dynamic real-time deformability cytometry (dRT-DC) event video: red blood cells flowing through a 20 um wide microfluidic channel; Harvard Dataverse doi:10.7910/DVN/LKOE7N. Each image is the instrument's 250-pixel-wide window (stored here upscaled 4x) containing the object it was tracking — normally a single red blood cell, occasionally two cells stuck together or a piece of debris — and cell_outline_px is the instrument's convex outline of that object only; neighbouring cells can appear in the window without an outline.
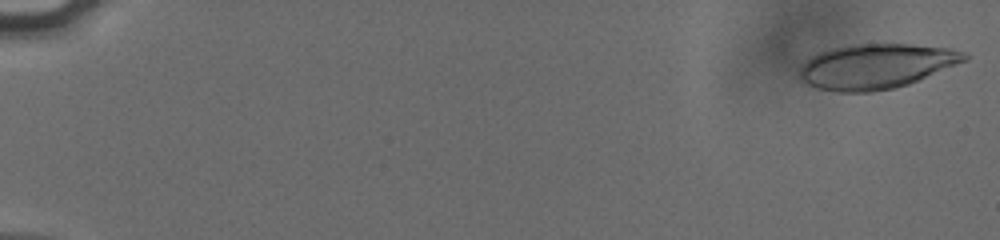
{"species": "human", "species_latin": "Homo sapiens", "temperature_condition": "cold", "stored_images_in_passage": 55, "camera_frame_rate_fps": 3000, "um_per_image_px": 0.085, "donor": {"sex": "male"}, "frame": {"image": 1, "passage_image": 1, "time_ms": 0.0, "image_size_px": [1000, 240], "cell_outline_px": [[968, 60], [908, 84], [896, 88], [872, 92], [836, 92], [816, 88], [800, 80], [800, 68], [812, 56], [820, 52], [832, 48], [852, 44], [912, 44], [948, 48], [964, 52], [968, 56]], "centroid_in_image_um": [74.47, 5.64], "position_along_channel_um": 10.5, "area_um2": 43.06}}
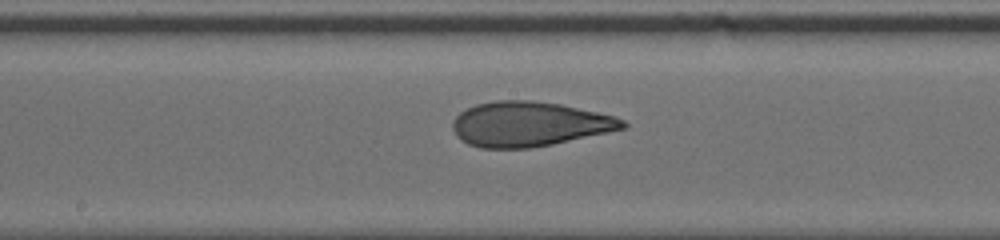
{"frame": {"image": 2, "passage_image": 31, "time_ms": 10.0, "image_size_px": [1000, 240], "cell_outline_px": [[628, 124], [624, 128], [552, 144], [532, 148], [480, 148], [468, 144], [460, 140], [456, 136], [452, 128], [452, 120], [460, 112], [476, 104], [496, 100], [532, 100], [560, 104], [596, 112], [612, 116], [624, 120]], "centroid_in_image_um": [44.91, 10.55], "position_along_channel_um": 203.3, "area_um2": 44.16}}
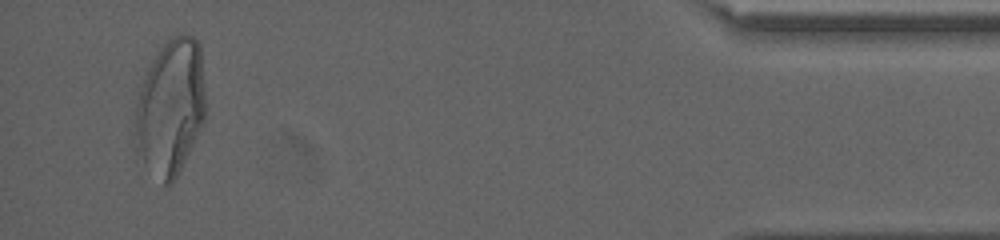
{"frame": {"image": 3, "passage_image": 53, "time_ms": 17.333, "image_size_px": [1000, 240], "cell_outline_px": [[204, 120], [172, 184], [164, 184], [136, 160], [132, 148], [136, 100], [140, 88], [148, 68], [152, 60], [160, 48], [172, 36], [192, 36], [200, 44], [204, 88]], "centroid_in_image_um": [14.41, 9.19], "position_along_channel_um": 420.8, "area_um2": 56.18}, "authors_computed_cell_mechanics": {"area_um2": 43.5234, "velocity_mm_per_s": 3.8294, "shape_relaxation_time_tau1_ms": 7.5408, "shape_relaxation_time_tau2_ms": 1.3756, "deformation_change_tau1": 0.2455, "deformation_change_tau2": 0.0898}}